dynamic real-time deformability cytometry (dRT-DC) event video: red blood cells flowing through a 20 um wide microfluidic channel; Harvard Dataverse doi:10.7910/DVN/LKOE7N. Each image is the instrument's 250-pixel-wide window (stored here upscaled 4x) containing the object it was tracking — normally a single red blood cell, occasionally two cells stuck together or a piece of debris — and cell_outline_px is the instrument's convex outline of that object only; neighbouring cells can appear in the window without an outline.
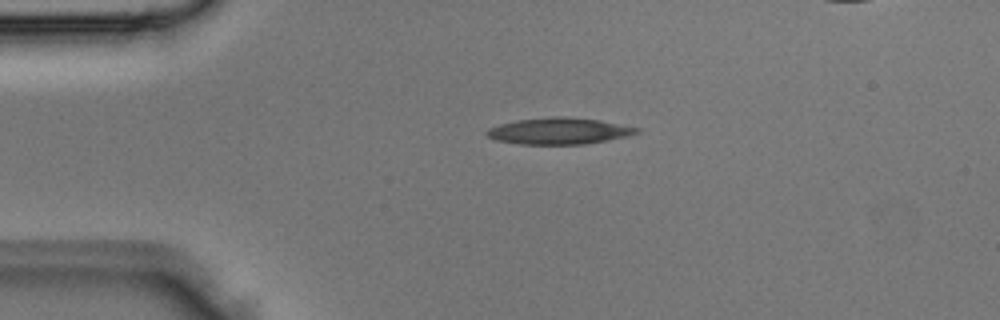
{"species": "Egyptian fruit bat (a non-hibernating species)", "species_latin": "Rousettus aegyptiacus", "temperature_condition": "room temperature", "stored_images_in_passage": 2, "camera_frame_rate_fps": 3000, "um_per_image_px": 0.085, "animal": {"sex": "male"}, "frame": {"image": 1, "passage_image": 1, "time_ms": 0.0, "image_size_px": [1000, 320], "cell_outline_px": [[640, 132], [628, 136], [584, 144], [520, 144], [496, 140], [488, 136], [484, 132], [488, 128], [500, 124], [516, 120], [548, 116], [560, 116], [600, 120], [640, 128]], "centroid_in_image_um": [47.5, 11.13], "position_along_channel_um": 37.5, "area_um2": 23.12}}
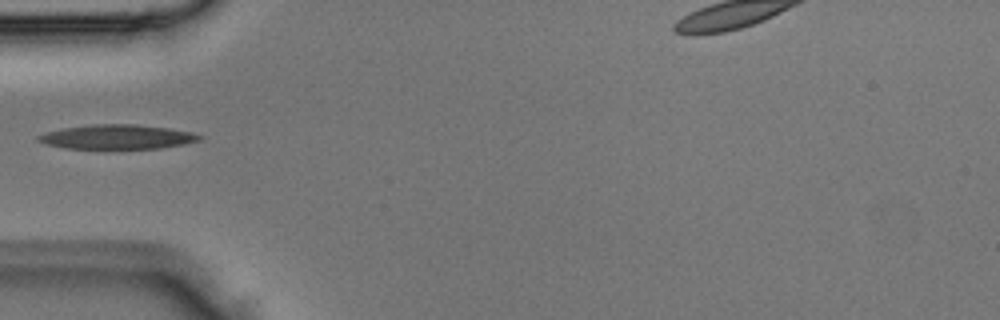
{"frame": {"image": 2, "passage_image": 2, "time_ms": 0.333, "image_size_px": [1000, 320], "cell_outline_px": [[204, 136], [200, 140], [184, 144], [160, 148], [64, 148], [44, 144], [36, 140], [36, 136], [44, 132], [64, 128], [96, 124], [136, 124], [168, 128], [192, 132]], "centroid_in_image_um": [9.94, 11.63], "position_along_channel_um": 75.1, "area_um2": 22.89}}